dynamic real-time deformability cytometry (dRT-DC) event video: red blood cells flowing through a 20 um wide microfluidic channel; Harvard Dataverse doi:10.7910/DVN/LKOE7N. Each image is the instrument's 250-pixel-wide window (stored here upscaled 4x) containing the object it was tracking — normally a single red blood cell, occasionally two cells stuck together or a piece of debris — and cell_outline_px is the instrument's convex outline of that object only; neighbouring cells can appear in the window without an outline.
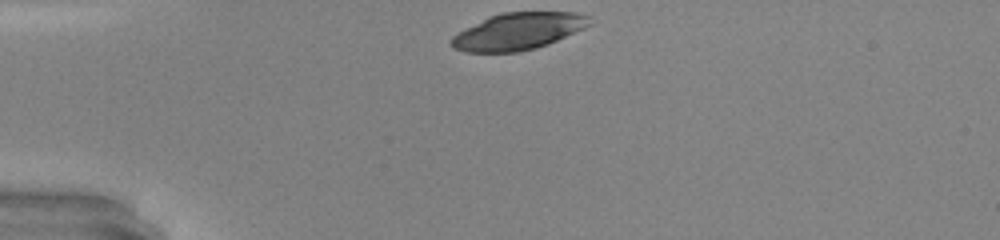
{"species": "common noctule bat (a hibernating species)", "species_latin": "Nyctalus noctula", "temperature_condition": "warm", "stored_images_in_passage": 29, "camera_frame_rate_fps": 3000, "um_per_image_px": 0.085, "animal": {"sex": "male", "body_mass_g": 20.0, "forearm_length_mm": 53.3}, "frame": {"image": 1, "passage_image": 1, "time_ms": 0.0, "image_size_px": [1000, 240], "cell_outline_px": [[592, 24], [584, 28], [548, 44], [536, 48], [520, 52], [464, 52], [452, 48], [448, 40], [452, 36], [488, 16], [504, 12], [576, 12], [588, 16]], "centroid_in_image_um": [44.02, 2.67], "position_along_channel_um": 41.0, "area_um2": 29.77}}